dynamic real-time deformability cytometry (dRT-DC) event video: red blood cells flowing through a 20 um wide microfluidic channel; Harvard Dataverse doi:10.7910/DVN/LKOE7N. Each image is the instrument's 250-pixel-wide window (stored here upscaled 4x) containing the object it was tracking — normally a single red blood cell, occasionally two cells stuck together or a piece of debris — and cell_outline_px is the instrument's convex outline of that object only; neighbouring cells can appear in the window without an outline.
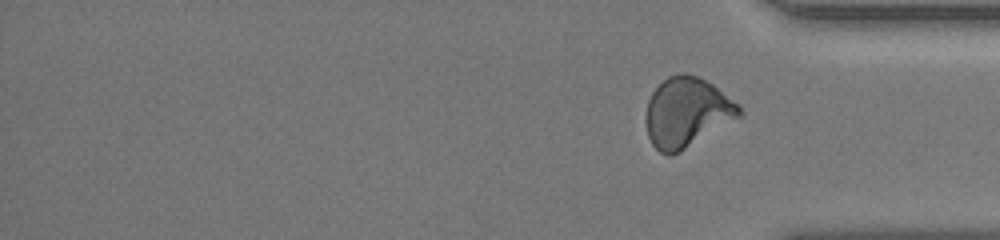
{"species": "human", "species_latin": "Homo sapiens", "temperature_condition": "room temperature", "stored_images_in_passage": 36, "segment_of_instrument_passage": [2, 2], "camera_frame_rate_fps": 3000, "um_per_image_px": 0.085, "donor": {"sex": "female"}, "frame": {"image": 1, "passage_image": 36, "time_ms": 14.667, "image_size_px": [1000, 240], "cell_outline_px": [[740, 116], [680, 152], [672, 156], [668, 156], [660, 152], [652, 144], [648, 136], [648, 100], [652, 92], [668, 76], [684, 72], [696, 76], [712, 84], [740, 104]], "centroid_in_image_um": [58.39, 9.55], "position_along_channel_um": 376.8, "area_um2": 37.28}}